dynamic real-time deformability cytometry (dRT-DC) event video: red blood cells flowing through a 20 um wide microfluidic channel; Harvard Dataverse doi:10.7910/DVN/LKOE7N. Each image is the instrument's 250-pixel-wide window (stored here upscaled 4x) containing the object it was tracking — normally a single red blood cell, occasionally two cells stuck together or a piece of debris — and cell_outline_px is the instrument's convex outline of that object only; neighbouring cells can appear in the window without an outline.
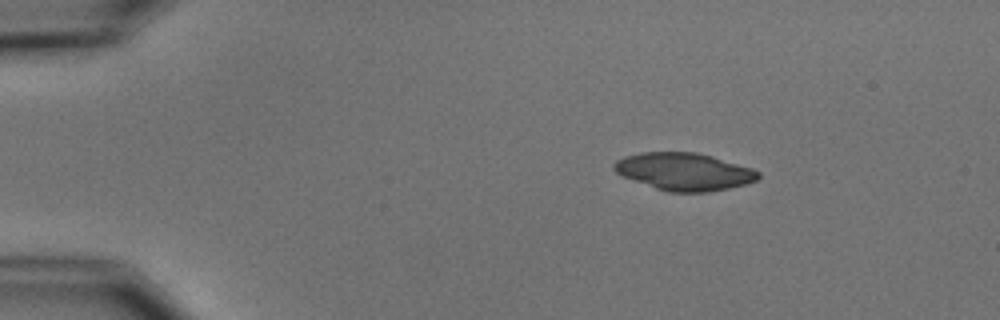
{"species": "common noctule bat (a hibernating species)", "species_latin": "Nyctalus noctula", "temperature_condition": "cold", "stored_images_in_passage": 5, "camera_frame_rate_fps": 3000, "um_per_image_px": 0.085, "animal": {"sex": "male", "body_mass_g": 15.6}, "frame": {"image": 1, "passage_image": 2, "time_ms": 1.0, "image_size_px": [1000, 320], "cell_outline_px": [[760, 176], [756, 180], [744, 184], [728, 188], [708, 192], [668, 192], [620, 176], [612, 168], [612, 164], [616, 160], [624, 156], [640, 152], [696, 152], [712, 156], [752, 168], [760, 172]], "centroid_in_image_um": [58.11, 14.58], "position_along_channel_um": 26.9, "area_um2": 31.56}}